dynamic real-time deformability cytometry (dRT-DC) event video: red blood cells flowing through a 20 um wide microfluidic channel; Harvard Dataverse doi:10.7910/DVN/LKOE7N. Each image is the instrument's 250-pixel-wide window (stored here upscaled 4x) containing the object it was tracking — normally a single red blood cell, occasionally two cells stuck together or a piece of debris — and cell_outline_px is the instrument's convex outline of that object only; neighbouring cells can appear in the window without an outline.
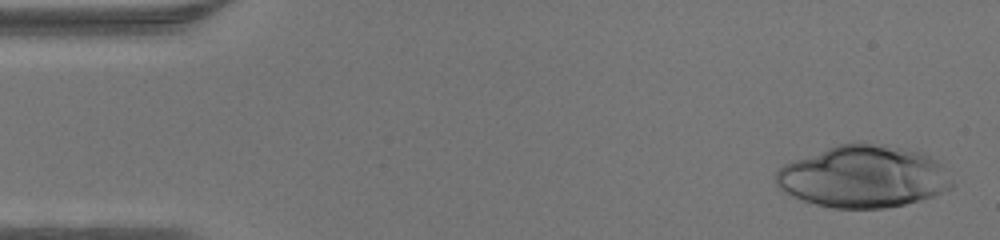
{"species": "human", "species_latin": "Homo sapiens", "temperature_condition": "warm", "stored_images_in_passage": 45, "camera_frame_rate_fps": 3000, "um_per_image_px": 0.085, "donor": {"sex": "male"}, "frame": {"image": 1, "passage_image": 2, "time_ms": 0.333, "image_size_px": [1000, 240], "cell_outline_px": [[952, 188], [932, 196], [904, 204], [884, 208], [832, 208], [816, 204], [792, 196], [784, 192], [776, 184], [776, 172], [784, 164], [828, 148], [840, 144], [856, 140], [860, 140], [884, 144], [920, 152], [944, 164], [952, 184]], "centroid_in_image_um": [73.4, 14.99], "position_along_channel_um": 11.6, "area_um2": 63.7}}